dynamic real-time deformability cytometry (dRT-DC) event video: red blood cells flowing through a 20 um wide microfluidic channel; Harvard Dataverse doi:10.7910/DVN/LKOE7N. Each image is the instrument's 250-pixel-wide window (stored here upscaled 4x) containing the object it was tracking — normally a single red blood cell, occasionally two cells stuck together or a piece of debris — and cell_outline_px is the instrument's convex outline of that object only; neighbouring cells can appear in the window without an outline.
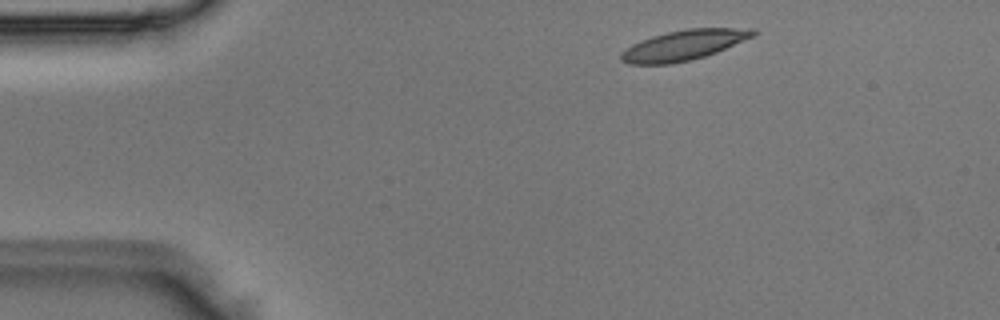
{"species": "Egyptian fruit bat (a non-hibernating species)", "species_latin": "Rousettus aegyptiacus", "temperature_condition": "room temperature", "stored_images_in_passage": 3, "camera_frame_rate_fps": 3000, "um_per_image_px": 0.085, "animal": {"sex": "male"}, "frame": {"image": 1, "passage_image": 1, "time_ms": 0.0, "image_size_px": [1000, 320], "cell_outline_px": [[760, 32], [756, 36], [716, 52], [692, 60], [672, 64], [628, 64], [620, 60], [620, 52], [632, 44], [640, 40], [652, 36], [668, 32], [688, 28], [756, 28]], "centroid_in_image_um": [58.15, 3.83], "position_along_channel_um": 26.8, "area_um2": 23.52}}